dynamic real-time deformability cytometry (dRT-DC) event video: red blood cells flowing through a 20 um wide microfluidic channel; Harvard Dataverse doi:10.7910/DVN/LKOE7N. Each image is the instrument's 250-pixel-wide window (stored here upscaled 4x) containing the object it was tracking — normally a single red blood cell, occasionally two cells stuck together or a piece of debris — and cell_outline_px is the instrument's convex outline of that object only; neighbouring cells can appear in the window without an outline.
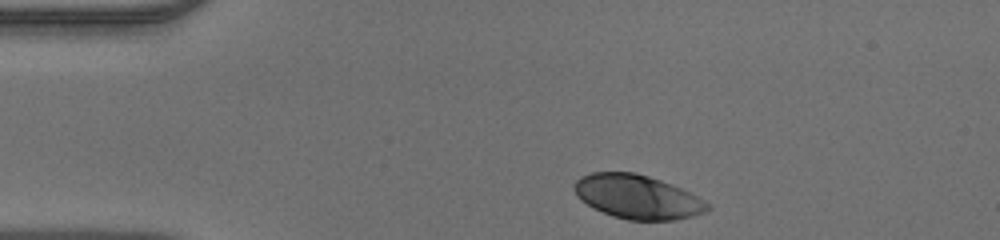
{"species": "human", "species_latin": "Homo sapiens", "temperature_condition": "warm", "stored_images_in_passage": 33, "camera_frame_rate_fps": 3000, "um_per_image_px": 0.085, "donor": {"sex": "male"}, "frame": {"image": 1, "passage_image": 1, "time_ms": 0.0, "image_size_px": [1000, 240], "cell_outline_px": [[712, 208], [704, 212], [692, 216], [672, 220], [628, 220], [612, 216], [592, 208], [580, 200], [576, 196], [572, 188], [572, 184], [580, 176], [592, 172], [636, 172], [672, 184], [704, 200]], "centroid_in_image_um": [54.11, 16.73], "position_along_channel_um": 30.9, "area_um2": 34.28}}
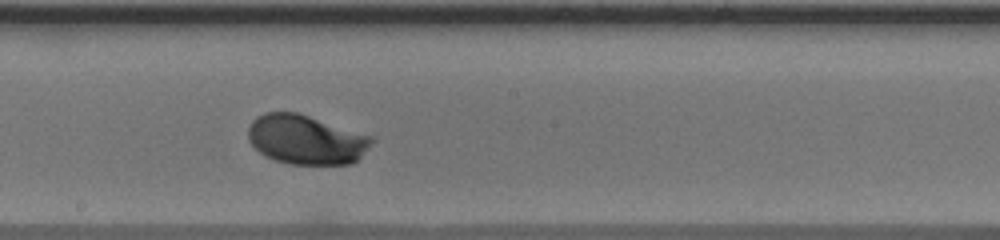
{"frame": {"image": 2, "passage_image": 19, "time_ms": 6.0, "image_size_px": [1000, 240], "cell_outline_px": [[372, 140], [360, 156], [352, 164], [288, 164], [264, 156], [248, 140], [248, 128], [252, 120], [256, 116], [264, 112], [296, 112], [372, 136]], "centroid_in_image_um": [25.95, 11.86], "position_along_channel_um": 222.3, "area_um2": 35.2}}
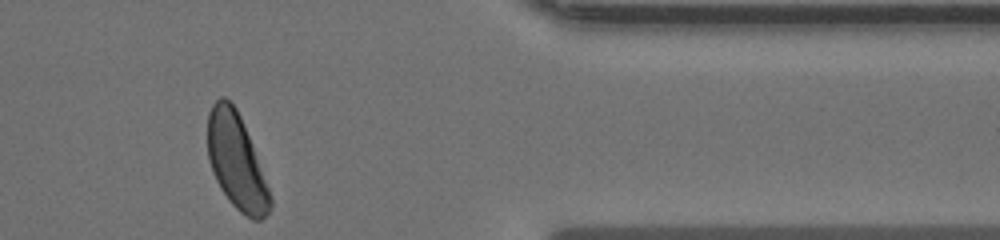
{"frame": {"image": 3, "passage_image": 33, "time_ms": 10.667, "image_size_px": [1000, 240], "cell_outline_px": [[272, 204], [268, 212], [260, 220], [252, 220], [240, 212], [228, 200], [220, 188], [212, 172], [208, 160], [208, 112], [212, 104], [220, 96], [224, 96], [236, 108], [240, 116], [252, 144], [268, 188], [272, 200]], "centroid_in_image_um": [20.07, 13.73], "position_along_channel_um": 391.3, "area_um2": 34.39}}